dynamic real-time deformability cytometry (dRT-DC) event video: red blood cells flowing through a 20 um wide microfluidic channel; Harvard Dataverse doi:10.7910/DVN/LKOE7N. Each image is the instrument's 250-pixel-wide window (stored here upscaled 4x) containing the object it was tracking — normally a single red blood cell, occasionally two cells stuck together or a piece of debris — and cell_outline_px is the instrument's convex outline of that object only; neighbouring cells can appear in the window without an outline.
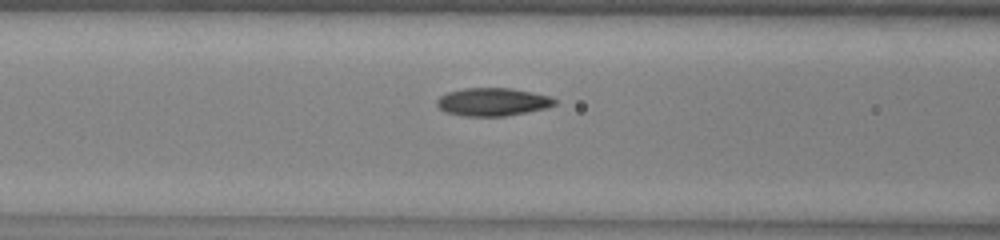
{"species": "common noctule bat (a hibernating species)", "species_latin": "Nyctalus noctula", "temperature_condition": "warm", "stored_images_in_passage": 35, "camera_frame_rate_fps": 3000, "um_per_image_px": 0.085, "animal": {"sex": "male", "body_mass_g": 13.0, "forearm_length_mm": 53.1}, "frame": {"image": 1, "passage_image": 11, "time_ms": 3.333, "image_size_px": [1000, 240], "cell_outline_px": [[556, 104], [544, 108], [504, 116], [464, 116], [444, 112], [436, 104], [436, 100], [440, 96], [448, 92], [464, 88], [512, 88], [532, 92], [548, 96], [556, 100]], "centroid_in_image_um": [41.82, 8.66], "position_along_channel_um": 124.8, "area_um2": 19.07}}
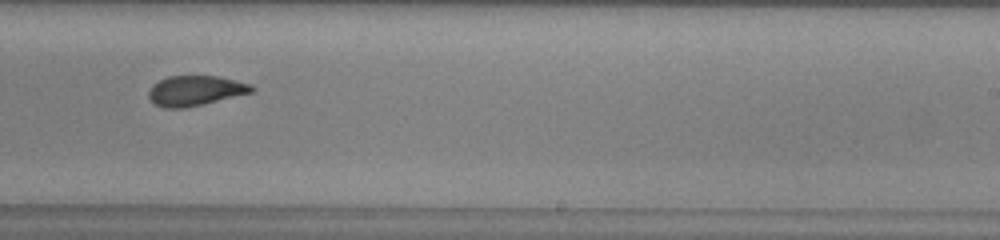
{"frame": {"image": 2, "passage_image": 22, "time_ms": 7.0, "image_size_px": [1000, 240], "cell_outline_px": [[256, 88], [252, 92], [204, 104], [184, 108], [164, 108], [152, 104], [148, 96], [148, 92], [152, 84], [168, 76], [220, 76], [252, 84]], "centroid_in_image_um": [16.59, 7.71], "position_along_channel_um": 272.4, "area_um2": 18.26}}
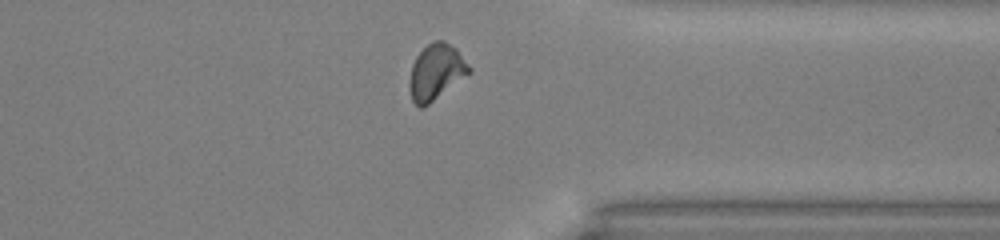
{"frame": {"image": 3, "passage_image": 30, "time_ms": 9.667, "image_size_px": [1000, 240], "cell_outline_px": [[472, 72], [428, 104], [420, 108], [412, 100], [408, 88], [408, 80], [412, 64], [416, 56], [432, 40], [444, 40], [456, 48], [472, 68]], "centroid_in_image_um": [37.06, 6.1], "position_along_channel_um": 374.3, "area_um2": 19.48}, "authors_computed_cell_mechanics": {"area_um2": 18.9006, "velocity_mm_per_s": 4.0408, "shape_relaxation_time_tau1_ms": 4.9166, "shape_relaxation_time_tau2_ms": 1.6757, "deformation_change_tau1": 0.164, "deformation_change_tau2": 0.0788}}